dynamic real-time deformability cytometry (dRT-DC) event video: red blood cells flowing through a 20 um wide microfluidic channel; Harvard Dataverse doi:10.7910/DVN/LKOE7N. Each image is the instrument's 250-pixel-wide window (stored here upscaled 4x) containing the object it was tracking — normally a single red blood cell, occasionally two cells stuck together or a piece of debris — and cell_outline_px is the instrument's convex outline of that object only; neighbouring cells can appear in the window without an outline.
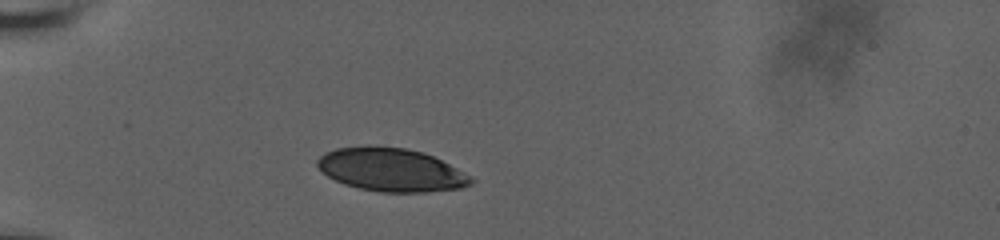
{"species": "human", "species_latin": "Homo sapiens", "temperature_condition": "room temperature", "stored_images_in_passage": 21, "camera_frame_rate_fps": 3000, "um_per_image_px": 0.085, "donor": {"sex": "male"}, "frame": {"image": 1, "passage_image": 1, "time_ms": 0.0, "image_size_px": [1000, 240], "cell_outline_px": [[476, 180], [472, 184], [460, 188], [424, 192], [380, 192], [360, 188], [344, 184], [328, 176], [316, 164], [316, 160], [324, 152], [336, 148], [368, 144], [404, 148], [424, 152], [472, 176]], "centroid_in_image_um": [33.23, 14.41], "position_along_channel_um": 51.8, "area_um2": 38.9}}
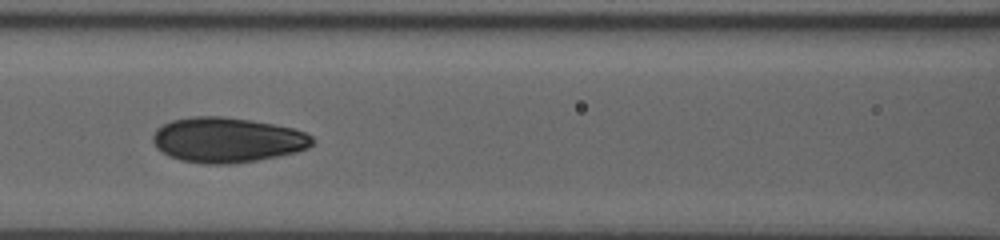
{"frame": {"image": 2, "passage_image": 16, "time_ms": 3.333, "image_size_px": [1000, 240], "cell_outline_px": [[316, 140], [308, 148], [296, 152], [280, 156], [232, 164], [204, 164], [180, 160], [168, 156], [156, 148], [152, 140], [152, 136], [156, 128], [172, 120], [192, 116], [220, 116], [252, 120], [292, 128], [304, 132], [312, 136]], "centroid_in_image_um": [19.3, 11.9], "position_along_channel_um": 147.3, "area_um2": 42.14}}
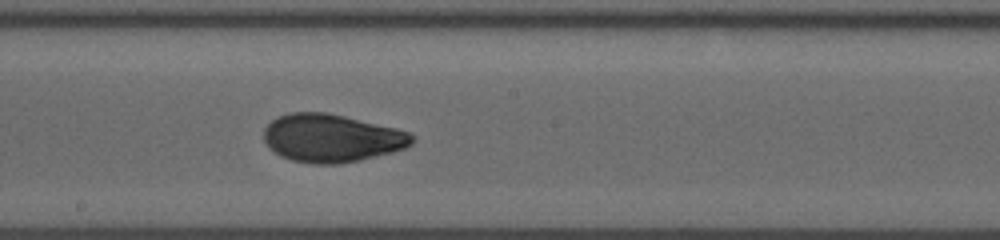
{"frame": {"image": 3, "passage_image": 21, "time_ms": 5.333, "image_size_px": [1000, 240], "cell_outline_px": [[416, 140], [412, 144], [404, 148], [392, 152], [360, 160], [336, 164], [312, 164], [292, 160], [280, 156], [268, 148], [264, 140], [264, 128], [272, 120], [280, 116], [292, 112], [328, 112], [396, 128], [408, 132], [416, 136]], "centroid_in_image_um": [28.19, 11.74], "position_along_channel_um": 220.0, "area_um2": 41.62}}